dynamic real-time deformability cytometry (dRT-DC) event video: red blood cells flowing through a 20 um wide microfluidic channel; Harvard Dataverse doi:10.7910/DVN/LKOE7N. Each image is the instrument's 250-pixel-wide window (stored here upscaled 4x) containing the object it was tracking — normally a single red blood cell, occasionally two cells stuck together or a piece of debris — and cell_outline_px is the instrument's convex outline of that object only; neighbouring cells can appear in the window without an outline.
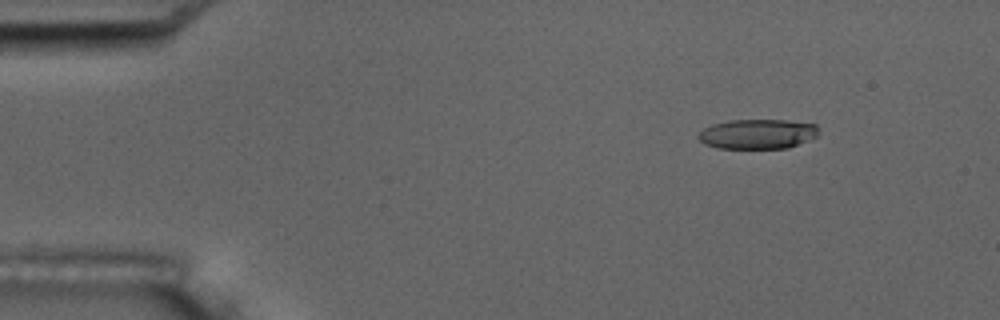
{"species": "common noctule bat (a hibernating species)", "species_latin": "Nyctalus noctula", "temperature_condition": "room temperature", "stored_images_in_passage": 7, "camera_frame_rate_fps": 3000, "um_per_image_px": 0.085, "animal": {"sex": "male", "body_mass_g": 17.5, "forearm_length_mm": 52.3}, "frame": {"image": 1, "passage_image": 1, "time_ms": 0.0, "image_size_px": [1000, 320], "cell_outline_px": [[816, 136], [788, 148], [716, 148], [704, 144], [700, 140], [700, 132], [704, 128], [712, 124], [728, 120], [784, 120], [816, 124]], "centroid_in_image_um": [64.35, 11.39], "position_along_channel_um": 20.7, "area_um2": 20.58}}
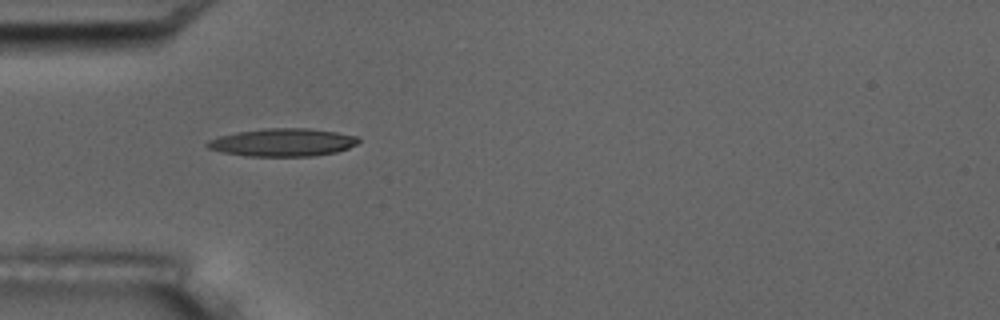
{"frame": {"image": 2, "passage_image": 4, "time_ms": 3.333, "image_size_px": [1000, 320], "cell_outline_px": [[360, 140], [356, 144], [348, 148], [336, 152], [312, 156], [244, 156], [224, 152], [208, 148], [204, 144], [208, 140], [216, 136], [236, 132], [264, 128], [308, 128], [336, 132], [356, 136]], "centroid_in_image_um": [23.98, 12.1], "position_along_channel_um": 61.0, "area_um2": 24.62}}
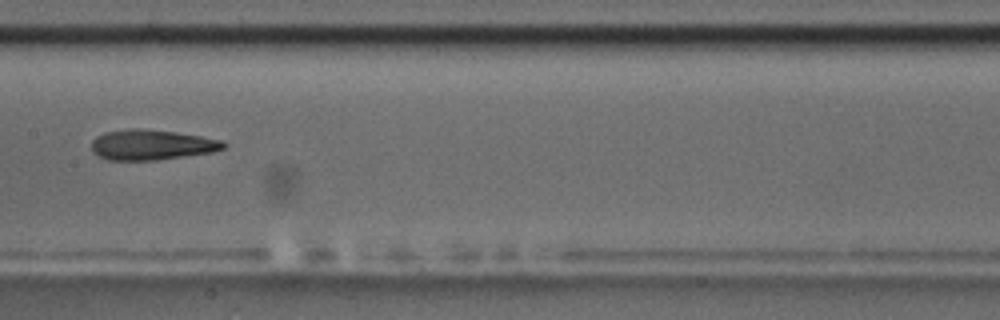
{"frame": {"image": 3, "passage_image": 7, "time_ms": 7.0, "image_size_px": [1000, 320], "cell_outline_px": [[228, 144], [224, 148], [212, 152], [156, 160], [108, 160], [92, 152], [92, 140], [96, 136], [104, 132], [128, 128], [140, 128], [176, 132], [224, 140]], "centroid_in_image_um": [12.89, 12.3], "position_along_channel_um": 194.5, "area_um2": 23.41}}